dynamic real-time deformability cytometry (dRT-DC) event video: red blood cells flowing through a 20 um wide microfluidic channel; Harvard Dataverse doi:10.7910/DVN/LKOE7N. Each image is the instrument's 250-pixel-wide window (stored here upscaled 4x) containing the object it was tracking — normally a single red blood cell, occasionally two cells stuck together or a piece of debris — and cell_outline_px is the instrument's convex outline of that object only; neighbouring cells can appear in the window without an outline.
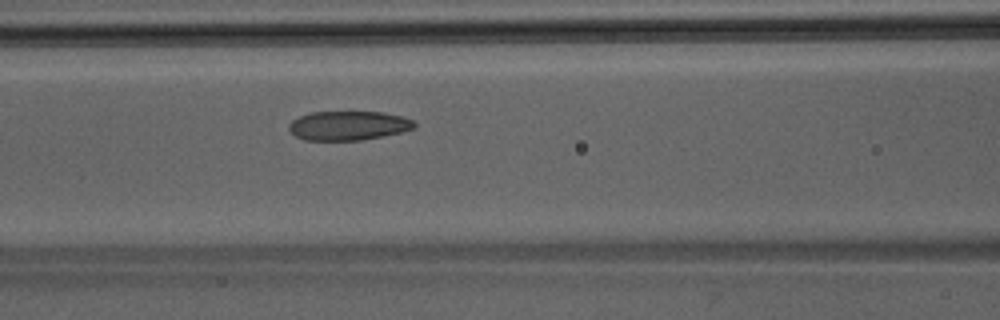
{"species": "Egyptian fruit bat (a non-hibernating species)", "species_latin": "Rousettus aegyptiacus", "temperature_condition": "room temperature", "stored_images_in_passage": 41, "camera_frame_rate_fps": 3000, "um_per_image_px": 0.085, "animal": {"sex": "male"}, "frame": {"image": 1, "passage_image": 15, "time_ms": 4.667, "image_size_px": [1000, 320], "cell_outline_px": [[416, 128], [384, 136], [360, 140], [304, 140], [296, 136], [288, 128], [288, 124], [292, 120], [300, 116], [312, 112], [384, 112], [400, 116], [412, 120], [416, 124]], "centroid_in_image_um": [29.61, 10.68], "position_along_channel_um": 137.0, "area_um2": 21.27}}
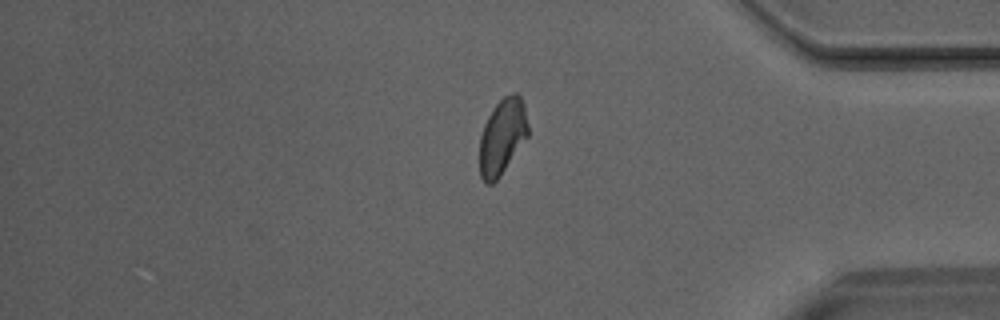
{"frame": {"image": 2, "passage_image": 34, "time_ms": 11.0, "image_size_px": [1000, 320], "cell_outline_px": [[528, 136], [500, 176], [492, 184], [484, 184], [480, 176], [480, 136], [484, 124], [492, 108], [504, 96], [512, 92], [516, 92], [520, 96], [524, 104], [528, 124]], "centroid_in_image_um": [42.69, 11.6], "position_along_channel_um": 392.5, "area_um2": 21.5}}
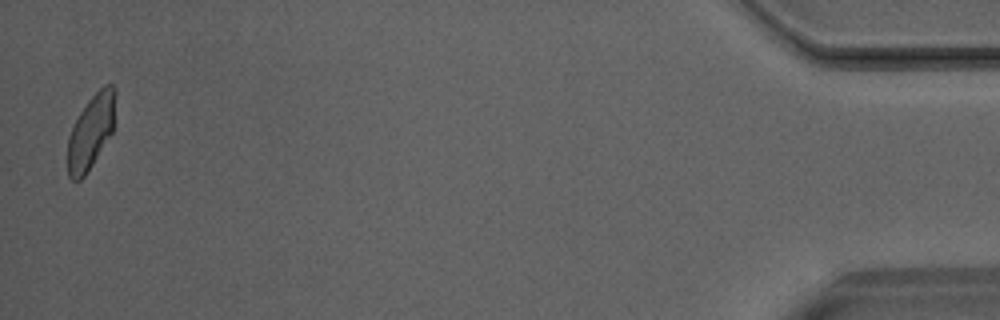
{"frame": {"image": 3, "passage_image": 41, "time_ms": 13.333, "image_size_px": [1000, 320], "cell_outline_px": [[116, 92], [112, 132], [92, 164], [84, 176], [80, 180], [72, 180], [68, 176], [68, 136], [80, 112], [88, 100], [104, 84], [112, 84]], "centroid_in_image_um": [7.73, 11.17], "position_along_channel_um": 427.5, "area_um2": 20.23}}